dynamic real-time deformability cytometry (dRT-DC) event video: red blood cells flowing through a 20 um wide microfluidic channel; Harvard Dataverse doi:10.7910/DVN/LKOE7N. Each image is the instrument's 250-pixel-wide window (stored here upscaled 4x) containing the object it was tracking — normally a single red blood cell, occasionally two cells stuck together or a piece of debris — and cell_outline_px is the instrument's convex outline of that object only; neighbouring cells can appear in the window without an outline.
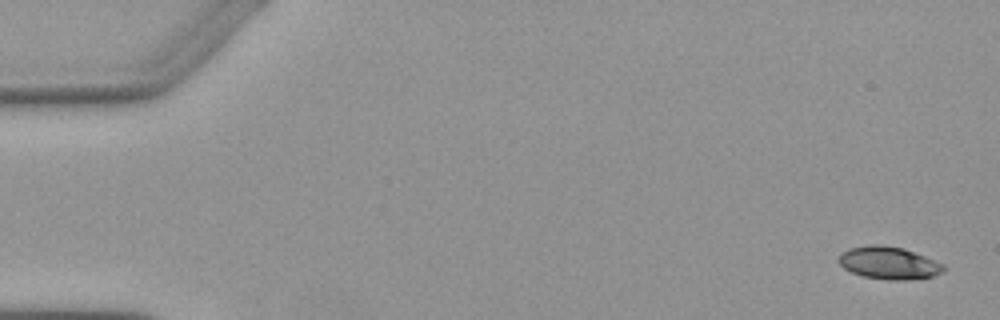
{"species": "Egyptian fruit bat (a non-hibernating species)", "species_latin": "Rousettus aegyptiacus", "temperature_condition": "warm", "stored_images_in_passage": 5, "camera_frame_rate_fps": 3000, "um_per_image_px": 0.085, "animal": {"sex": "female"}, "frame": {"image": 1, "passage_image": 1, "time_ms": 0.0, "image_size_px": [1000, 320], "cell_outline_px": [[944, 268], [940, 272], [932, 276], [908, 280], [888, 280], [860, 276], [844, 268], [836, 260], [848, 248], [868, 244], [880, 244], [904, 248], [944, 264]], "centroid_in_image_um": [75.5, 22.34], "position_along_channel_um": 9.5, "area_um2": 19.88}}
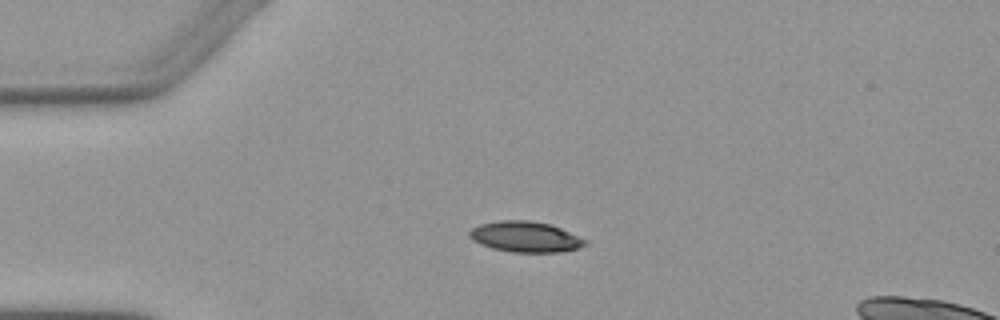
{"frame": {"image": 2, "passage_image": 4, "time_ms": 3.667, "image_size_px": [1000, 320], "cell_outline_px": [[588, 244], [576, 248], [560, 252], [512, 252], [492, 248], [480, 244], [472, 240], [468, 236], [468, 232], [472, 228], [480, 224], [500, 220], [528, 220], [548, 224], [560, 228], [588, 240]], "centroid_in_image_um": [44.63, 20.13], "position_along_channel_um": 40.4, "area_um2": 20.63}}